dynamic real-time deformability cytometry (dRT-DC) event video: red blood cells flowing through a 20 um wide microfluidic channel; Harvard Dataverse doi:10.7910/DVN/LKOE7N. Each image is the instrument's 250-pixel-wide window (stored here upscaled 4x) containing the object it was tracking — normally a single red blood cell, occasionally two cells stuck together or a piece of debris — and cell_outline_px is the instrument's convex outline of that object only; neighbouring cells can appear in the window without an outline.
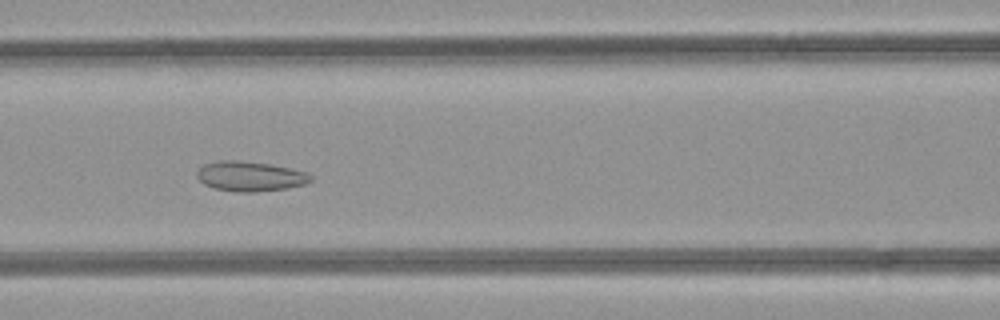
{"species": "common noctule bat (a hibernating species)", "species_latin": "Nyctalus noctula", "temperature_condition": "room temperature", "stored_images_in_passage": 50, "camera_frame_rate_fps": 3000, "um_per_image_px": 0.085, "animal": {"sex": "female", "body_mass_g": 21.9}, "frame": {"image": 1, "passage_image": 21, "time_ms": 6.667, "image_size_px": [1000, 320], "cell_outline_px": [[312, 180], [304, 184], [288, 188], [256, 192], [236, 192], [216, 188], [204, 184], [196, 176], [196, 172], [204, 164], [216, 160], [236, 160], [268, 164], [288, 168], [304, 172], [312, 176]], "centroid_in_image_um": [21.22, 14.99], "position_along_channel_um": 145.4, "area_um2": 19.65}}
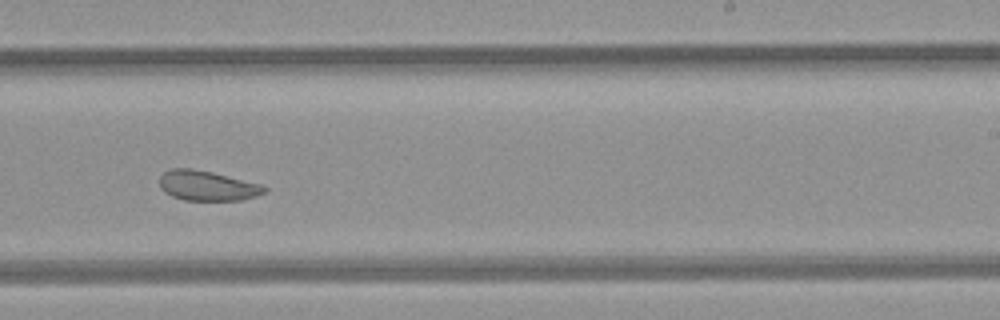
{"frame": {"image": 2, "passage_image": 30, "time_ms": 9.667, "image_size_px": [1000, 320], "cell_outline_px": [[268, 188], [264, 192], [256, 196], [244, 200], [184, 200], [172, 196], [164, 192], [160, 188], [160, 176], [164, 172], [172, 168], [192, 168], [212, 172], [260, 184]], "centroid_in_image_um": [17.59, 15.78], "position_along_channel_um": 271.4, "area_um2": 18.26}}
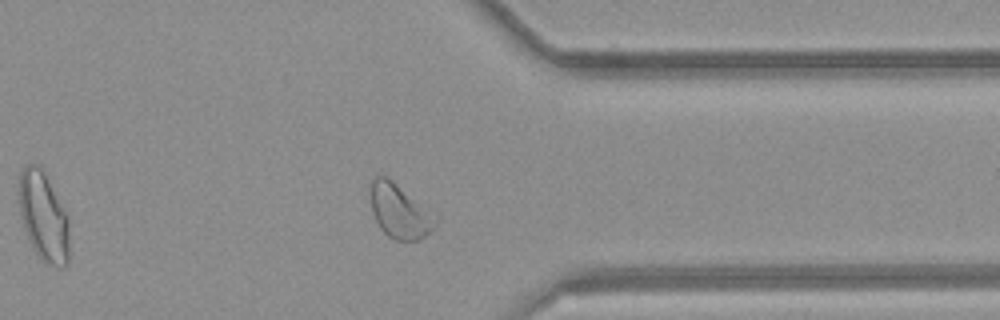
{"frame": {"image": 3, "passage_image": 38, "time_ms": 12.333, "image_size_px": [1000, 320], "cell_outline_px": [[436, 228], [420, 240], [396, 240], [388, 236], [380, 228], [372, 212], [368, 184], [372, 176], [388, 176], [436, 216]], "centroid_in_image_um": [33.92, 17.93], "position_along_channel_um": 377.5, "area_um2": 20.75}, "authors_computed_cell_mechanics": {"area_um2": 23.8136, "velocity_mm_per_s": 4.2154, "shape_relaxation_time_tau1_ms": null, "shape_relaxation_time_tau2_ms": 2.1329, "deformation_change_tau1": null, "deformation_change_tau2": 0.0812}}